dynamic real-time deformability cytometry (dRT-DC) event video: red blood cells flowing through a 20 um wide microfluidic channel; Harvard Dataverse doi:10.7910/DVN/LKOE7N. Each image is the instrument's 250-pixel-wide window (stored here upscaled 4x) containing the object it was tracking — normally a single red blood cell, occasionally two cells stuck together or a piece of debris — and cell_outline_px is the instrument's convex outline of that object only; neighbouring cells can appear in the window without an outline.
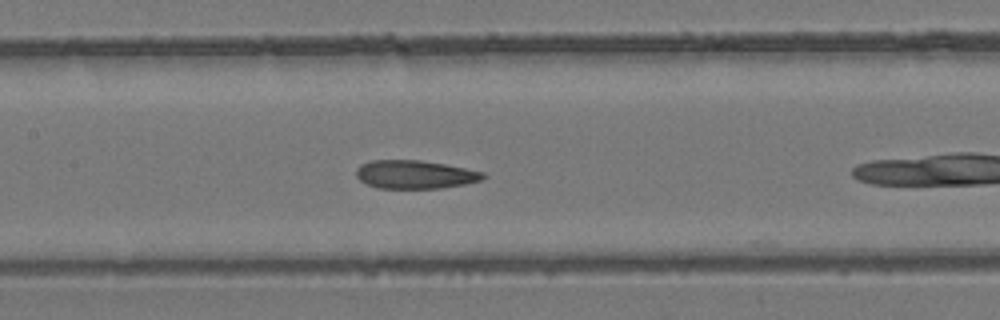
{"species": "common noctule bat (a hibernating species)", "species_latin": "Nyctalus noctula", "temperature_condition": "room temperature", "stored_images_in_passage": 15, "camera_frame_rate_fps": 3000, "um_per_image_px": 0.085, "animal": {"sex": "female", "body_mass_g": 24.6, "forearm_length_mm": 56.2}, "frame": {"image": 1, "passage_image": 14, "time_ms": 4.333, "image_size_px": [1000, 320], "cell_outline_px": [[488, 176], [480, 180], [464, 184], [440, 188], [380, 188], [368, 184], [360, 180], [356, 176], [356, 168], [360, 164], [372, 160], [420, 160], [444, 164], [484, 172]], "centroid_in_image_um": [35.26, 14.82], "position_along_channel_um": 172.1, "area_um2": 20.87}}